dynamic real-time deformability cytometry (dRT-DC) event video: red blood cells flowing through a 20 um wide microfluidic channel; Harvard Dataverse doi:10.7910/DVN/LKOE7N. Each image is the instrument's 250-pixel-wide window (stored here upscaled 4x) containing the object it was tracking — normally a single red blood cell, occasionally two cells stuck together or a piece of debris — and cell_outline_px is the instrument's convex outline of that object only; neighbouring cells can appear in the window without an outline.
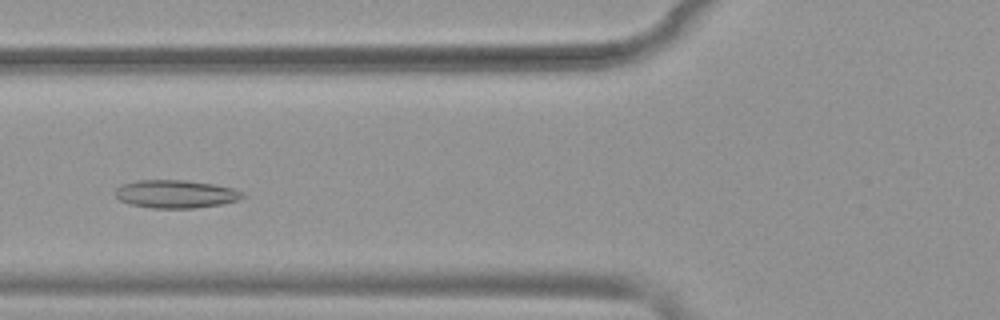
{"species": "common noctule bat (a hibernating species)", "species_latin": "Nyctalus noctula", "temperature_condition": "warm", "stored_images_in_passage": 29, "camera_frame_rate_fps": 3000, "um_per_image_px": 0.085, "animal": {"sex": "female", "body_mass_g": 19.9}, "frame": {"image": 1, "passage_image": 6, "time_ms": 1.667, "image_size_px": [1000, 320], "cell_outline_px": [[248, 196], [240, 200], [220, 204], [192, 208], [152, 208], [132, 204], [120, 200], [116, 196], [116, 188], [120, 184], [136, 180], [184, 180], [216, 184], [232, 188], [244, 192]], "centroid_in_image_um": [14.98, 16.48], "position_along_channel_um": 110.8, "area_um2": 20.92}}
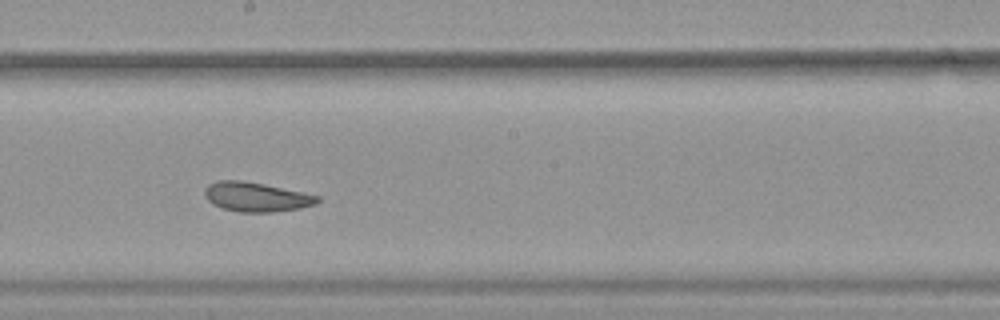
{"frame": {"image": 2, "passage_image": 15, "time_ms": 4.667, "image_size_px": [1000, 320], "cell_outline_px": [[320, 200], [316, 204], [300, 208], [272, 212], [240, 212], [224, 208], [212, 204], [204, 196], [204, 188], [208, 184], [216, 180], [240, 180], [264, 184], [304, 192], [320, 196]], "centroid_in_image_um": [21.77, 16.73], "position_along_channel_um": 226.4, "area_um2": 19.42}}
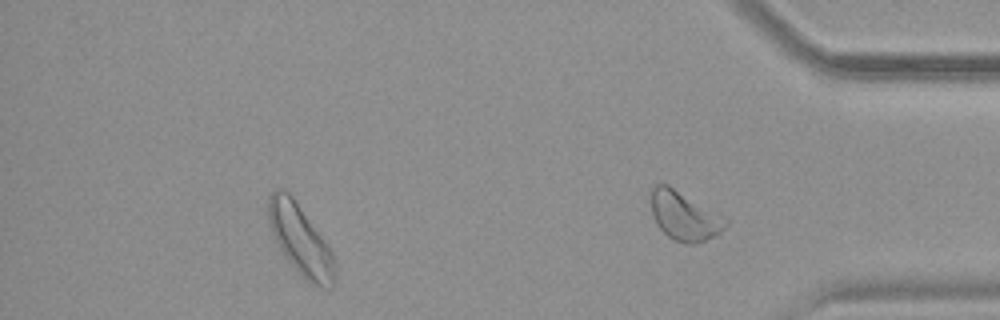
{"frame": {"image": 3, "passage_image": 27, "time_ms": 8.667, "image_size_px": [1000, 320], "cell_outline_px": [[336, 280], [332, 288], [324, 288], [304, 280], [284, 256], [272, 232], [268, 220], [268, 196], [276, 188], [284, 188], [292, 196], [324, 240], [332, 252]], "centroid_in_image_um": [25.52, 20.41], "position_along_channel_um": 409.7, "area_um2": 26.93}, "authors_computed_cell_mechanics": {"area_um2": 19.7676, "velocity_mm_per_s": 3.8613, "shape_relaxation_time_tau1_ms": null, "shape_relaxation_time_tau2_ms": 2.7322, "deformation_change_tau1": null, "deformation_change_tau2": 0.0938}}